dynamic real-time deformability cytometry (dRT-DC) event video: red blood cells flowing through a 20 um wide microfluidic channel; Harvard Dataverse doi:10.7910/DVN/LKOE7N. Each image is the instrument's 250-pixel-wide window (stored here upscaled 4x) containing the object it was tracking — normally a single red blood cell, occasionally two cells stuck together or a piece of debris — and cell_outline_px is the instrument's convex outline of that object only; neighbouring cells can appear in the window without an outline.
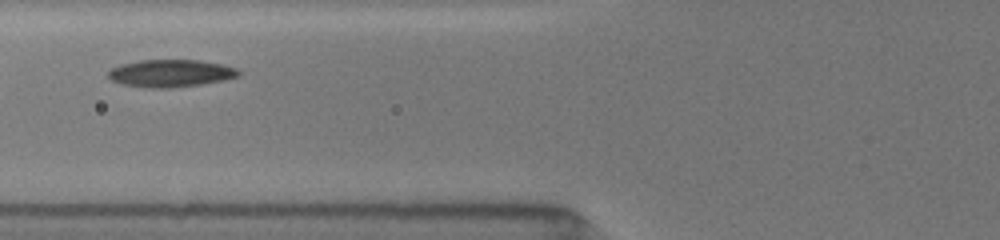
{"species": "common noctule bat (a hibernating species)", "species_latin": "Nyctalus noctula", "temperature_condition": "room temperature", "stored_images_in_passage": 11, "camera_frame_rate_fps": 3000, "um_per_image_px": 0.085, "animal": {"sex": "female", "body_mass_g": 19.5, "forearm_length_mm": 54.1}, "frame": {"image": 1, "passage_image": 4, "time_ms": 1.667, "image_size_px": [1000, 240], "cell_outline_px": [[240, 76], [224, 80], [200, 84], [168, 88], [148, 88], [124, 84], [112, 80], [108, 76], [108, 72], [112, 68], [120, 64], [140, 60], [200, 60], [220, 64], [236, 68], [240, 72]], "centroid_in_image_um": [14.51, 6.22], "position_along_channel_um": 111.3, "area_um2": 20.69}}